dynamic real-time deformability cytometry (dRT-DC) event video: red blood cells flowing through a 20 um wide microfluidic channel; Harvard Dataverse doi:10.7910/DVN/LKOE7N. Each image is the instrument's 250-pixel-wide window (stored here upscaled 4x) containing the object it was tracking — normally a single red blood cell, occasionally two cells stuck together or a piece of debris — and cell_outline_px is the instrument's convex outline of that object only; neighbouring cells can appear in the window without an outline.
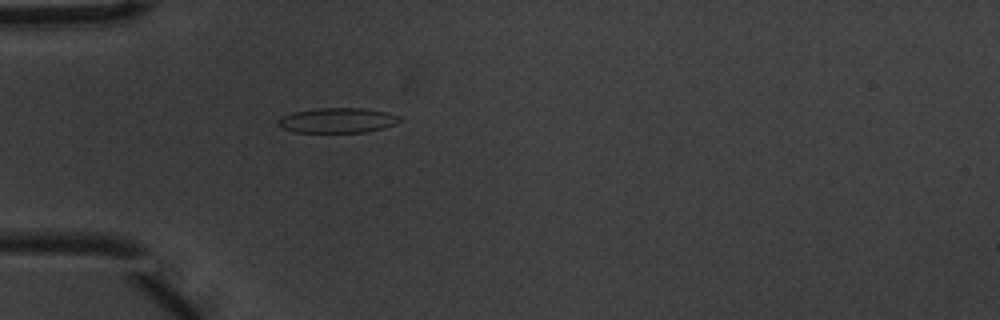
{"species": "common noctule bat (a hibernating species)", "species_latin": "Nyctalus noctula", "temperature_condition": "warm", "stored_images_in_passage": 44, "camera_frame_rate_fps": 3000, "um_per_image_px": 0.085, "animal": {"sex": "male", "body_mass_g": 20.1, "forearm_length_mm": 53.5}, "frame": {"image": 1, "passage_image": 6, "time_ms": 1.667, "image_size_px": [1000, 320], "cell_outline_px": [[400, 120], [396, 124], [384, 128], [368, 132], [296, 132], [280, 128], [276, 120], [280, 116], [292, 112], [316, 108], [360, 108], [384, 112], [400, 116]], "centroid_in_image_um": [28.63, 10.23], "position_along_channel_um": 56.4, "area_um2": 17.8}}
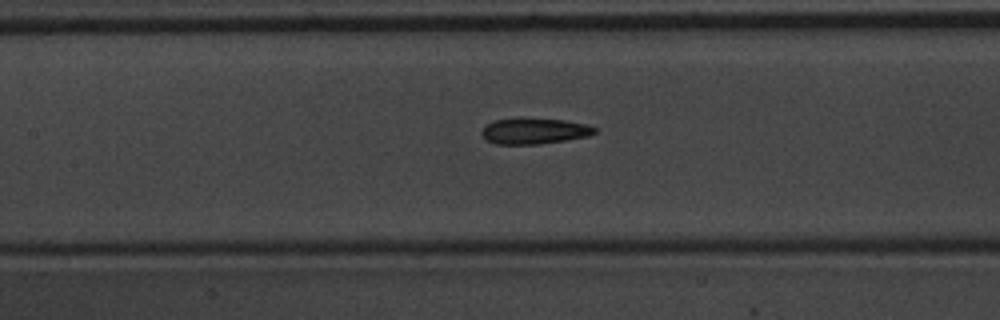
{"frame": {"image": 2, "passage_image": 15, "time_ms": 4.667, "image_size_px": [1000, 320], "cell_outline_px": [[596, 132], [588, 136], [540, 144], [496, 144], [484, 140], [480, 132], [488, 124], [496, 120], [516, 116], [520, 116], [564, 120], [584, 124], [596, 128]], "centroid_in_image_um": [45.35, 11.11], "position_along_channel_um": 162.0, "area_um2": 17.4}}
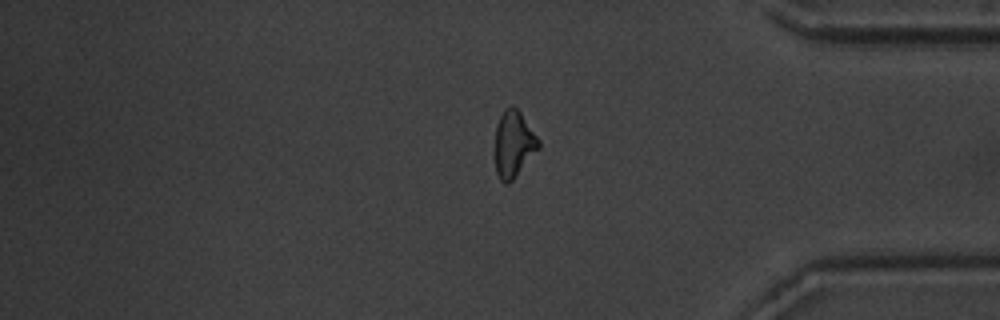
{"frame": {"image": 3, "passage_image": 35, "time_ms": 11.333, "image_size_px": [1000, 320], "cell_outline_px": [[540, 148], [512, 180], [508, 184], [504, 184], [500, 180], [496, 172], [496, 124], [504, 108], [512, 104], [520, 112], [540, 140]], "centroid_in_image_um": [43.67, 12.23], "position_along_channel_um": 391.5, "area_um2": 16.82}, "authors_computed_cell_mechanics": {"area_um2": 17.1088, "velocity_mm_per_s": 3.7317, "shape_relaxation_time_tau1_ms": 2.8435, "shape_relaxation_time_tau2_ms": 2.6564, "deformation_change_tau1": 0.1595, "deformation_change_tau2": 0.1236}}